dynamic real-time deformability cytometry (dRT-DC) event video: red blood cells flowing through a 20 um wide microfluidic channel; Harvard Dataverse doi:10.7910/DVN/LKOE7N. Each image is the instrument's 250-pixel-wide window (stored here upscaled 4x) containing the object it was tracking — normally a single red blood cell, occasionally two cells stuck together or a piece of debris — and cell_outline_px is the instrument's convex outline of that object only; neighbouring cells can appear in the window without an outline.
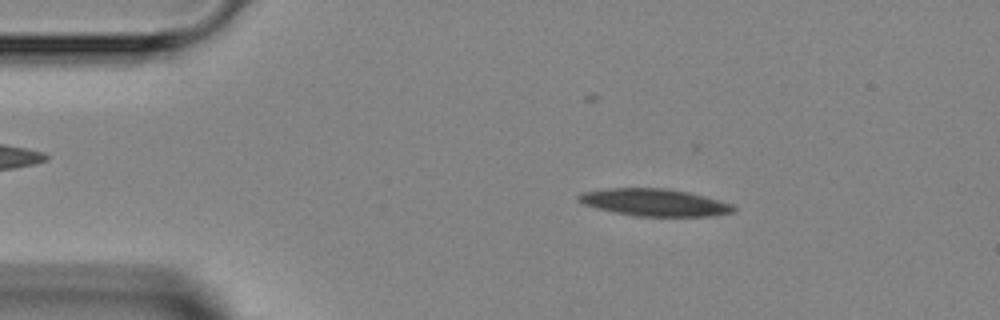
{"species": "Egyptian fruit bat (a non-hibernating species)", "species_latin": "Rousettus aegyptiacus", "temperature_condition": "room temperature", "stored_images_in_passage": 4, "camera_frame_rate_fps": 3000, "um_per_image_px": 0.085, "animal": {"sex": "female"}, "frame": {"image": 1, "passage_image": 1, "time_ms": 0.0, "image_size_px": [1000, 320], "cell_outline_px": [[736, 208], [732, 212], [712, 216], [636, 216], [596, 208], [584, 204], [576, 200], [576, 196], [580, 192], [604, 188], [664, 188], [688, 192], [704, 196], [732, 204]], "centroid_in_image_um": [55.57, 17.2], "position_along_channel_um": 29.4, "area_um2": 24.57}}
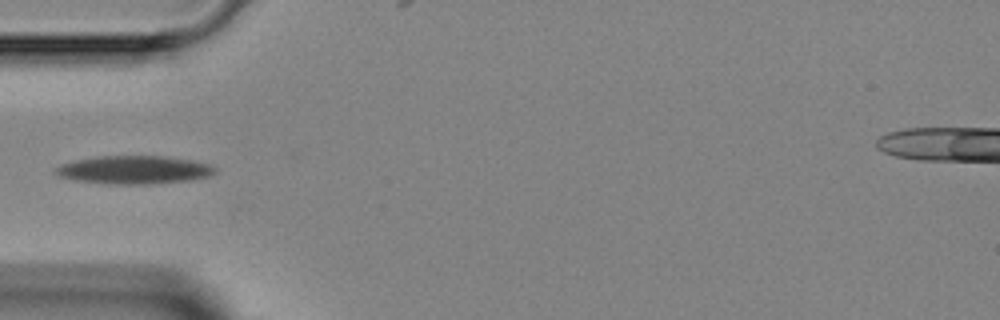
{"frame": {"image": 2, "passage_image": 3, "time_ms": 2.333, "image_size_px": [1000, 320], "cell_outline_px": [[216, 172], [208, 176], [192, 180], [152, 184], [112, 184], [76, 180], [56, 176], [52, 172], [52, 168], [60, 164], [72, 160], [96, 156], [164, 156], [192, 160], [208, 164], [216, 168]], "centroid_in_image_um": [11.32, 14.43], "position_along_channel_um": 73.7, "area_um2": 26.53}}